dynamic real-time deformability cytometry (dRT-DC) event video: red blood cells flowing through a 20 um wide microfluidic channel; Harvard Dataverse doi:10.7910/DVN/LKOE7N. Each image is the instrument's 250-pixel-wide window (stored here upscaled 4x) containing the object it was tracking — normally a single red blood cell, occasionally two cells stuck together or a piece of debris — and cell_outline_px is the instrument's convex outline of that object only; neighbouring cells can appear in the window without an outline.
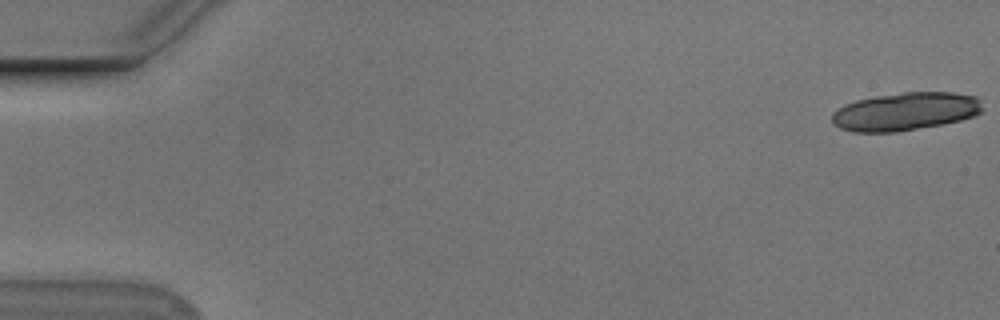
{"species": "Egyptian fruit bat (a non-hibernating species)", "species_latin": "Rousettus aegyptiacus", "temperature_condition": "cold", "stored_images_in_passage": 20, "camera_frame_rate_fps": 3000, "um_per_image_px": 0.085, "animal": {"sex": "male"}, "frame": {"image": 1, "passage_image": 1, "time_ms": 0.0, "image_size_px": [1000, 320], "cell_outline_px": [[984, 108], [976, 116], [944, 124], [896, 132], [852, 132], [840, 128], [832, 124], [832, 112], [844, 104], [856, 100], [876, 96], [904, 92], [952, 92], [976, 96], [980, 100]], "centroid_in_image_um": [76.96, 9.48], "position_along_channel_um": 8.0, "area_um2": 33.7}}